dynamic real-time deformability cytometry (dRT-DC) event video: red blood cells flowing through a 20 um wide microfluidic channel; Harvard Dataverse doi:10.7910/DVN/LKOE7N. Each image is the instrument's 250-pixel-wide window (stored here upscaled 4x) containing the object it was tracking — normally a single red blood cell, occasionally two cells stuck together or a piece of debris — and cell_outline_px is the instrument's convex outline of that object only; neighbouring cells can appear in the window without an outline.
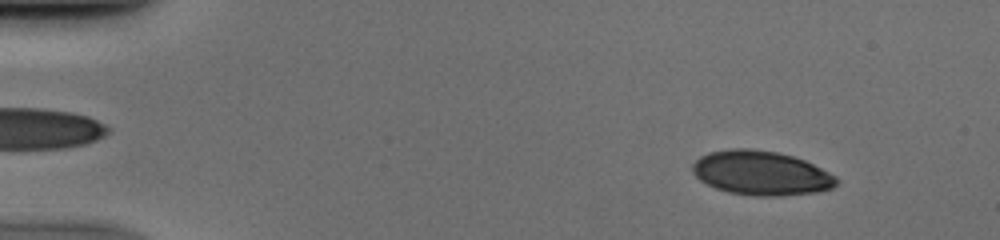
{"species": "human", "species_latin": "Homo sapiens", "temperature_condition": "cold", "stored_images_in_passage": 52, "camera_frame_rate_fps": 3000, "um_per_image_px": 0.085, "donor": {"sex": "male"}, "frame": {"image": 1, "passage_image": 6, "time_ms": 1.667, "image_size_px": [1000, 240], "cell_outline_px": [[840, 180], [832, 188], [816, 192], [780, 196], [752, 196], [728, 192], [716, 188], [700, 180], [692, 172], [692, 164], [700, 156], [708, 152], [732, 148], [752, 148], [776, 152], [792, 156], [804, 160], [836, 176]], "centroid_in_image_um": [64.68, 14.71], "position_along_channel_um": 20.3, "area_um2": 37.22}}
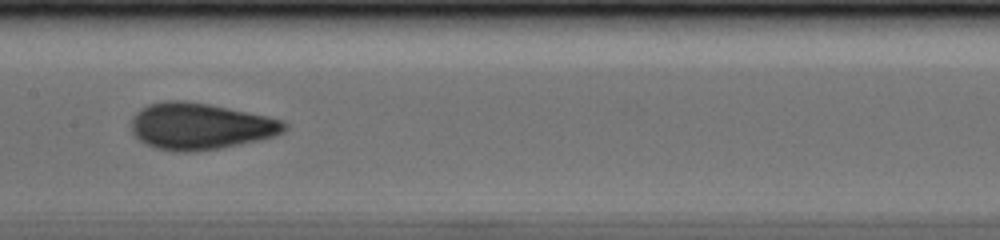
{"frame": {"image": 2, "passage_image": 27, "time_ms": 8.667, "image_size_px": [1000, 240], "cell_outline_px": [[288, 128], [284, 132], [272, 136], [256, 140], [220, 148], [196, 152], [172, 152], [156, 148], [144, 144], [132, 132], [132, 116], [140, 108], [148, 104], [164, 100], [184, 100], [208, 104], [268, 116], [284, 120], [288, 124]], "centroid_in_image_um": [17.0, 10.73], "position_along_channel_um": 190.4, "area_um2": 41.73}}
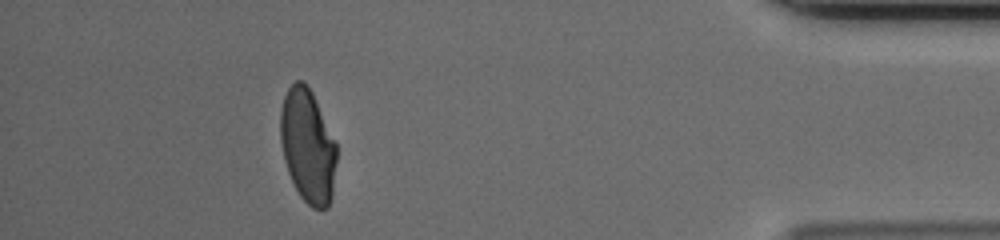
{"frame": {"image": 3, "passage_image": 47, "time_ms": 15.333, "image_size_px": [1000, 240], "cell_outline_px": [[336, 160], [332, 196], [328, 208], [312, 208], [300, 196], [288, 172], [284, 160], [280, 140], [280, 108], [284, 96], [288, 88], [296, 80], [304, 80], [312, 92], [336, 144]], "centroid_in_image_um": [26.14, 12.39], "position_along_channel_um": 409.1, "area_um2": 37.11}}